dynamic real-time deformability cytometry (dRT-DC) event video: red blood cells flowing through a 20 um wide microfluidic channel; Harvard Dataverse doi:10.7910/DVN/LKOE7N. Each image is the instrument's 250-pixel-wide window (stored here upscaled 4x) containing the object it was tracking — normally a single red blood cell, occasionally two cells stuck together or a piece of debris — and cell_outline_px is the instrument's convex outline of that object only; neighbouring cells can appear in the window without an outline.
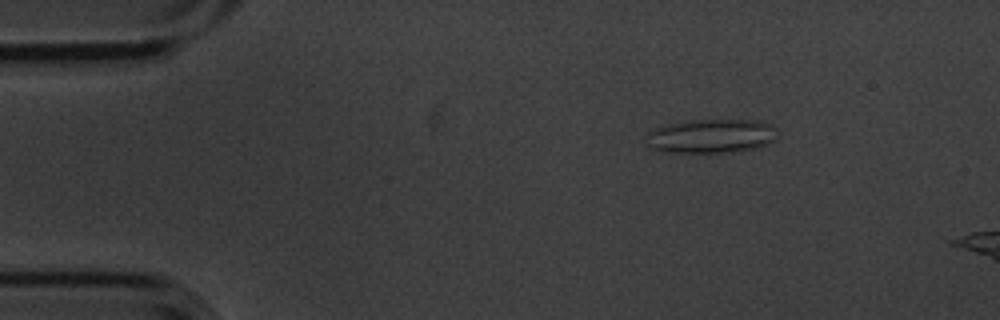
{"species": "common noctule bat (a hibernating species)", "species_latin": "Nyctalus noctula", "temperature_condition": "cold", "stored_images_in_passage": 4, "camera_frame_rate_fps": 3000, "um_per_image_px": 0.085, "animal": {"sex": "male", "body_mass_g": 20.1, "forearm_length_mm": 53.5}, "frame": {"image": 1, "passage_image": 2, "time_ms": 0.333, "image_size_px": [1000, 320], "cell_outline_px": [[776, 128], [772, 140], [768, 144], [756, 148], [732, 152], [664, 152], [652, 148], [644, 144], [652, 132], [656, 128], [668, 124], [692, 120], [756, 120], [768, 124]], "centroid_in_image_um": [60.44, 11.57], "position_along_channel_um": 24.6, "area_um2": 25.61}}